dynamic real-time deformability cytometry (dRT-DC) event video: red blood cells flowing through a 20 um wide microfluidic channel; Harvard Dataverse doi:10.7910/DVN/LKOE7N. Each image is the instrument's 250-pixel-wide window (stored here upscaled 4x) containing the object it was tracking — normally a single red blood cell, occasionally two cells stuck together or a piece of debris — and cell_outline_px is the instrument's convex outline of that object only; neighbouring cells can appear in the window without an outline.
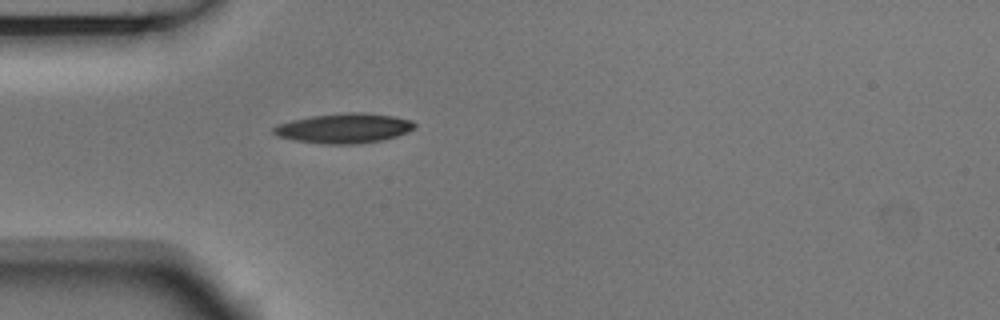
{"species": "Egyptian fruit bat (a non-hibernating species)", "species_latin": "Rousettus aegyptiacus", "temperature_condition": "room temperature", "stored_images_in_passage": 1, "camera_frame_rate_fps": 3000, "um_per_image_px": 0.085, "animal": {"sex": "male"}, "frame": {"image": 1, "passage_image": 1, "time_ms": 0.0, "image_size_px": [1000, 320], "cell_outline_px": [[416, 128], [408, 132], [384, 140], [356, 144], [320, 144], [296, 140], [276, 136], [272, 132], [272, 128], [276, 124], [292, 120], [312, 116], [352, 112], [364, 112], [392, 116], [412, 120], [416, 124]], "centroid_in_image_um": [29.25, 10.91], "position_along_channel_um": 55.8, "area_um2": 24.62}}